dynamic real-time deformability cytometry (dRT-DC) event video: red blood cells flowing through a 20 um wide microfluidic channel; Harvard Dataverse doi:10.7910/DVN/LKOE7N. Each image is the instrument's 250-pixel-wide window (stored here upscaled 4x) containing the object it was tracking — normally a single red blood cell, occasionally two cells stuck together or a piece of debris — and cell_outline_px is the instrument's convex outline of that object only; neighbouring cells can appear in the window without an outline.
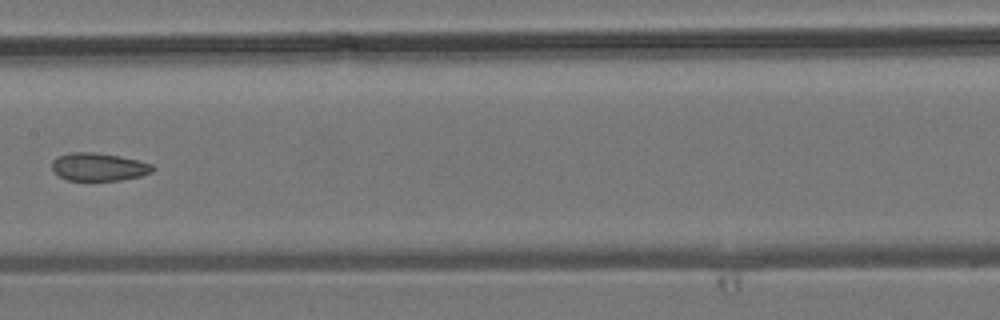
{"species": "common noctule bat (a hibernating species)", "species_latin": "Nyctalus noctula", "temperature_condition": "room temperature", "stored_images_in_passage": 9, "camera_frame_rate_fps": 3000, "um_per_image_px": 0.085, "animal": {"sex": "male", "body_mass_g": 19.2, "forearm_length_mm": 51.8}, "frame": {"image": 1, "passage_image": 7, "time_ms": 7.0, "image_size_px": [1000, 320], "cell_outline_px": [[156, 168], [152, 172], [140, 176], [120, 180], [68, 180], [60, 176], [52, 168], [52, 160], [56, 156], [68, 152], [92, 152], [120, 156], [152, 164]], "centroid_in_image_um": [8.38, 14.17], "position_along_channel_um": 199.0, "area_um2": 16.36}}
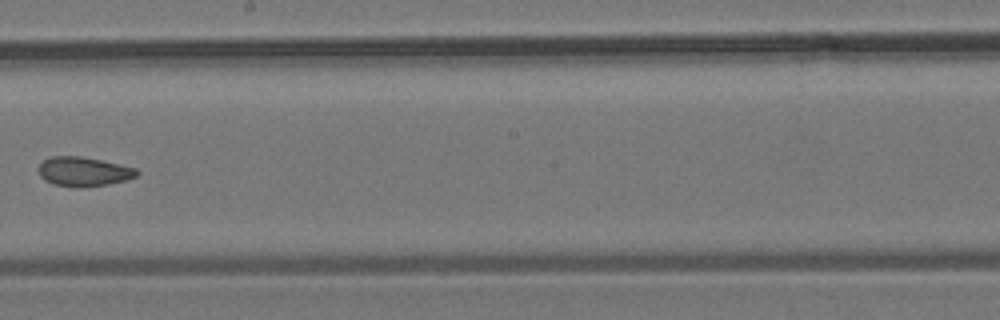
{"frame": {"image": 2, "passage_image": 8, "time_ms": 8.0, "image_size_px": [1000, 320], "cell_outline_px": [[140, 172], [136, 176], [124, 180], [108, 184], [76, 188], [52, 184], [44, 180], [40, 176], [36, 168], [44, 160], [52, 156], [80, 156], [120, 164], [136, 168]], "centroid_in_image_um": [7.06, 14.59], "position_along_channel_um": 241.1, "area_um2": 16.88}}
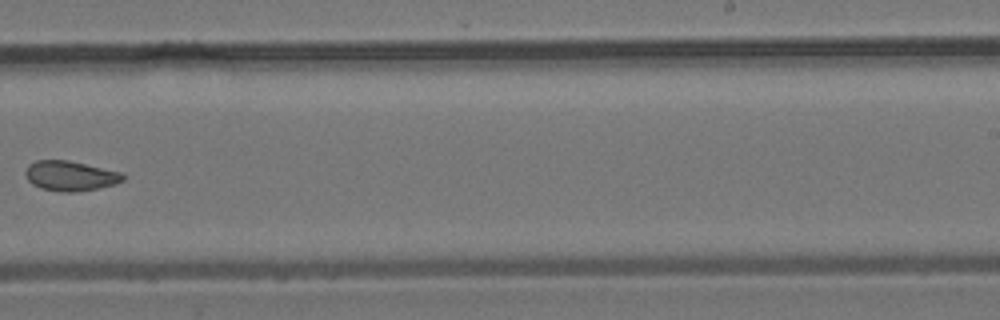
{"frame": {"image": 3, "passage_image": 9, "time_ms": 9.0, "image_size_px": [1000, 320], "cell_outline_px": [[124, 180], [116, 184], [96, 188], [72, 192], [60, 192], [40, 188], [32, 184], [28, 180], [24, 172], [28, 164], [36, 160], [68, 160], [120, 172], [124, 176]], "centroid_in_image_um": [5.93, 14.94], "position_along_channel_um": 283.1, "area_um2": 16.94}}